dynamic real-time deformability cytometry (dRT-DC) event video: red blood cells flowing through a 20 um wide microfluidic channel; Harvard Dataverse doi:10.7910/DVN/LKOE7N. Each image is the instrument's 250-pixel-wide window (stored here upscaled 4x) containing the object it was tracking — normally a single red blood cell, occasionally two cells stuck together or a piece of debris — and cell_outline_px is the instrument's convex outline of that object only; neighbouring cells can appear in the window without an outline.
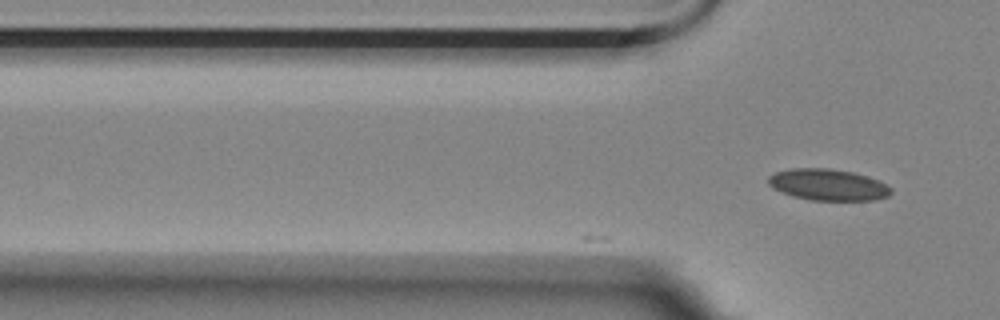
{"species": "Egyptian fruit bat (a non-hibernating species)", "species_latin": "Rousettus aegyptiacus", "temperature_condition": "room temperature", "stored_images_in_passage": 8, "camera_frame_rate_fps": 3000, "um_per_image_px": 0.085, "animal": {"sex": "female"}, "frame": {"image": 1, "passage_image": 8, "time_ms": 2.333, "image_size_px": [1000, 320], "cell_outline_px": [[892, 192], [888, 196], [872, 200], [812, 200], [792, 196], [772, 188], [768, 184], [768, 176], [776, 172], [792, 168], [828, 168], [852, 172], [868, 176], [880, 180], [892, 188]], "centroid_in_image_um": [70.39, 15.7], "position_along_channel_um": 55.4, "area_um2": 22.54}}